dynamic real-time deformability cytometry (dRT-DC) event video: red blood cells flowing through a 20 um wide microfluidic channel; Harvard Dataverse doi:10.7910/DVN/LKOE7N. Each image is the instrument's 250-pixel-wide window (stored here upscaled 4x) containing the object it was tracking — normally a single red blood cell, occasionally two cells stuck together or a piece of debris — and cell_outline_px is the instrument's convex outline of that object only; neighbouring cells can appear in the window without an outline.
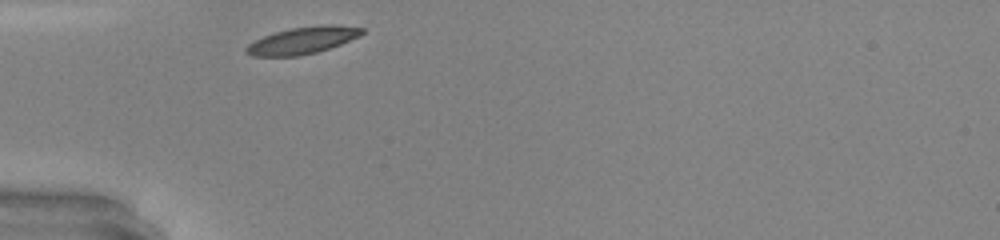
{"species": "common noctule bat (a hibernating species)", "species_latin": "Nyctalus noctula", "temperature_condition": "warm", "stored_images_in_passage": 24, "camera_frame_rate_fps": 3000, "um_per_image_px": 0.085, "animal": {"sex": "male", "body_mass_g": 20.0, "forearm_length_mm": 53.3}, "frame": {"image": 1, "passage_image": 1, "time_ms": 0.0, "image_size_px": [1000, 240], "cell_outline_px": [[364, 32], [340, 44], [316, 52], [296, 56], [252, 56], [244, 52], [244, 48], [248, 44], [264, 36], [276, 32], [292, 28], [328, 24], [364, 28]], "centroid_in_image_um": [25.65, 3.44], "position_along_channel_um": 59.3, "area_um2": 17.74}}
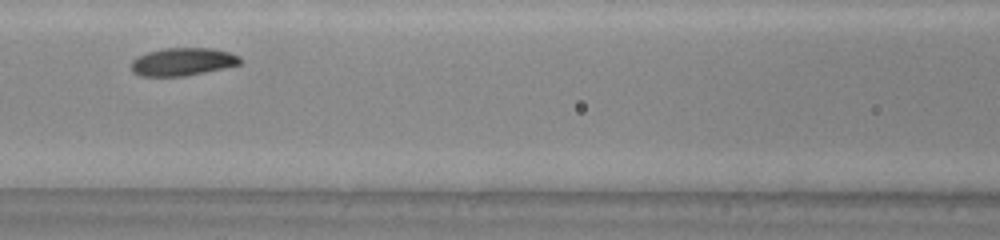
{"frame": {"image": 2, "passage_image": 8, "time_ms": 2.333, "image_size_px": [1000, 240], "cell_outline_px": [[240, 64], [224, 68], [184, 76], [140, 76], [132, 72], [132, 60], [148, 52], [164, 48], [212, 48], [228, 52], [240, 56]], "centroid_in_image_um": [15.52, 5.25], "position_along_channel_um": 151.1, "area_um2": 17.51}, "authors_computed_cell_mechanics": {"area_um2": 17.918, "velocity_mm_per_s": 4.248, "shape_relaxation_time_tau1_ms": 2.3163, "shape_relaxation_time_tau2_ms": null, "deformation_change_tau1": 0.1237, "deformation_change_tau2": null}}